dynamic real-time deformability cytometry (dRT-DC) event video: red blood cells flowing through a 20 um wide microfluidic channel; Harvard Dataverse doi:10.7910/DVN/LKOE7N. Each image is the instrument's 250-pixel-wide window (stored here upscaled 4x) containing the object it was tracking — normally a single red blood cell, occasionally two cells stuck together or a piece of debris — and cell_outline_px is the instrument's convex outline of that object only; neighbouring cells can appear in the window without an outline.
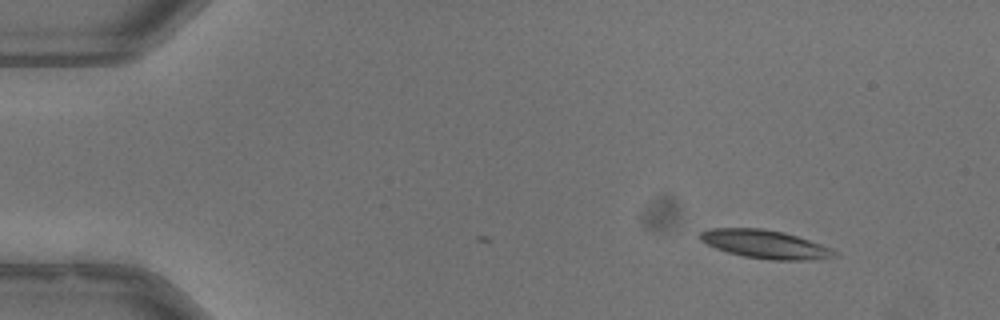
{"species": "common noctule bat (a hibernating species)", "species_latin": "Nyctalus noctula", "temperature_condition": "warm", "stored_images_in_passage": 4, "camera_frame_rate_fps": 3000, "um_per_image_px": 0.085, "animal": {"sex": "male", "body_mass_g": 13.3}, "frame": {"image": 1, "passage_image": 4, "time_ms": 1.0, "image_size_px": [1000, 320], "cell_outline_px": [[836, 252], [832, 256], [804, 260], [772, 260], [744, 256], [728, 252], [716, 248], [700, 240], [700, 232], [712, 228], [760, 228], [784, 232], [820, 244]], "centroid_in_image_um": [64.96, 20.74], "position_along_channel_um": 20.0, "area_um2": 21.62}}